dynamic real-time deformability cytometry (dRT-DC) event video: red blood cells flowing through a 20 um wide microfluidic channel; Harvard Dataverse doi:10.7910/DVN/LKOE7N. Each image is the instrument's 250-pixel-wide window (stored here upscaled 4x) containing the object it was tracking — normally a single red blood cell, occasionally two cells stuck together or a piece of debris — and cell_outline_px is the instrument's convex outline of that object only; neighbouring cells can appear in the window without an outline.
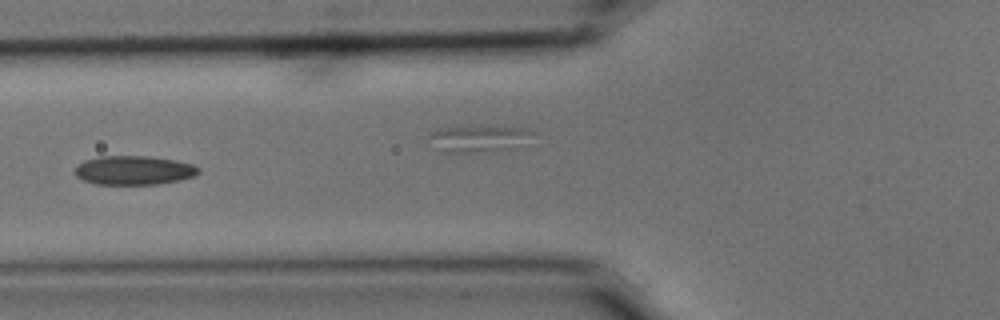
{"species": "common noctule bat (a hibernating species)", "species_latin": "Nyctalus noctula", "temperature_condition": "cold", "stored_images_in_passage": 12, "camera_frame_rate_fps": 3000, "um_per_image_px": 0.085, "animal": {"sex": "male", "body_mass_g": 15.6}, "frame": {"image": 1, "passage_image": 2, "time_ms": 0.333, "image_size_px": [1000, 320], "cell_outline_px": [[200, 172], [196, 176], [180, 180], [156, 184], [96, 184], [84, 180], [76, 176], [72, 172], [76, 164], [84, 160], [100, 156], [148, 156], [176, 160], [192, 164], [200, 168]], "centroid_in_image_um": [11.36, 14.47], "position_along_channel_um": 114.4, "area_um2": 21.15}}
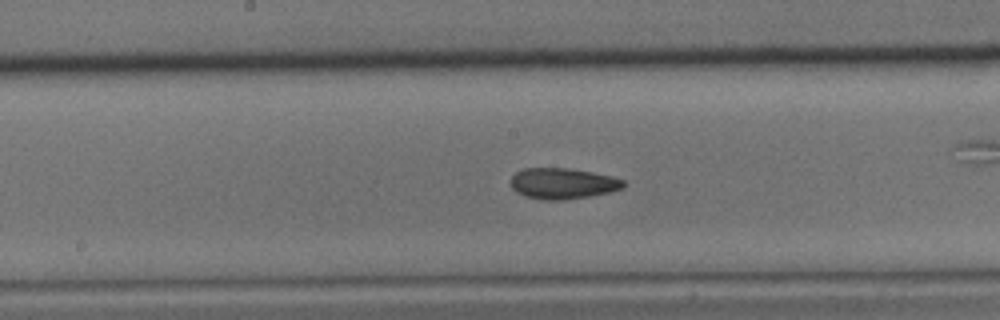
{"frame": {"image": 2, "passage_image": 9, "time_ms": 2.667, "image_size_px": [1000, 320], "cell_outline_px": [[624, 188], [612, 192], [564, 200], [544, 200], [524, 196], [516, 192], [512, 188], [512, 176], [516, 172], [524, 168], [568, 168], [592, 172], [612, 176], [624, 180]], "centroid_in_image_um": [47.85, 15.6], "position_along_channel_um": 200.4, "area_um2": 20.35}}
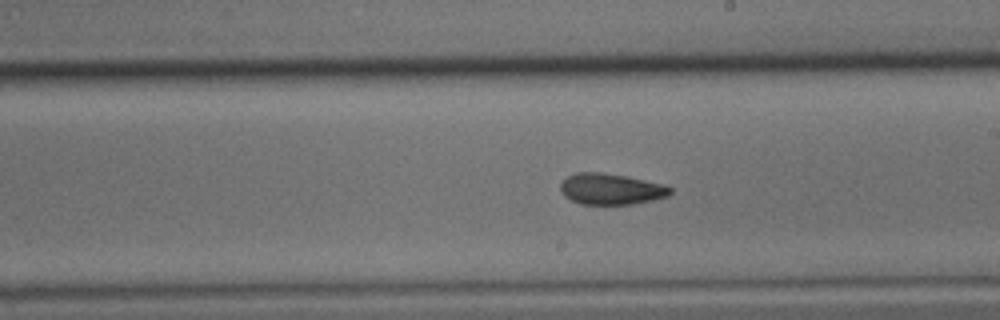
{"frame": {"image": 3, "passage_image": 12, "time_ms": 3.667, "image_size_px": [1000, 320], "cell_outline_px": [[672, 192], [668, 196], [652, 200], [632, 204], [580, 204], [564, 196], [560, 192], [560, 184], [568, 176], [576, 172], [600, 172], [624, 176], [664, 184], [672, 188]], "centroid_in_image_um": [51.92, 16.07], "position_along_channel_um": 237.1, "area_um2": 19.83}}